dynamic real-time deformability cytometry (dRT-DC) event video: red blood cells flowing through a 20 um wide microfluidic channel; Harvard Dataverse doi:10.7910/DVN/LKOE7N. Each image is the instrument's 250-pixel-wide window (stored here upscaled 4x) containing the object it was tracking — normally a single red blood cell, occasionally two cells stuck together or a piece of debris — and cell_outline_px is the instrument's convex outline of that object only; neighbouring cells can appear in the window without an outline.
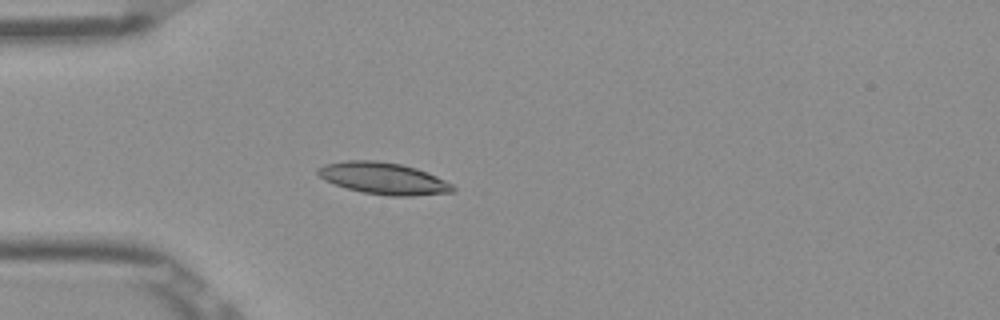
{"species": "Egyptian fruit bat (a non-hibernating species)", "species_latin": "Rousettus aegyptiacus", "temperature_condition": "room temperature", "stored_images_in_passage": 25, "camera_frame_rate_fps": 3000, "um_per_image_px": 0.085, "frame": {"image": 1, "passage_image": 1, "time_ms": 0.0, "image_size_px": [1000, 320], "cell_outline_px": [[456, 188], [452, 192], [412, 196], [388, 196], [364, 192], [348, 188], [324, 180], [316, 172], [316, 168], [324, 164], [348, 160], [376, 160], [400, 164], [416, 168], [436, 176], [452, 184]], "centroid_in_image_um": [32.58, 15.16], "position_along_channel_um": 52.4, "area_um2": 24.85}}
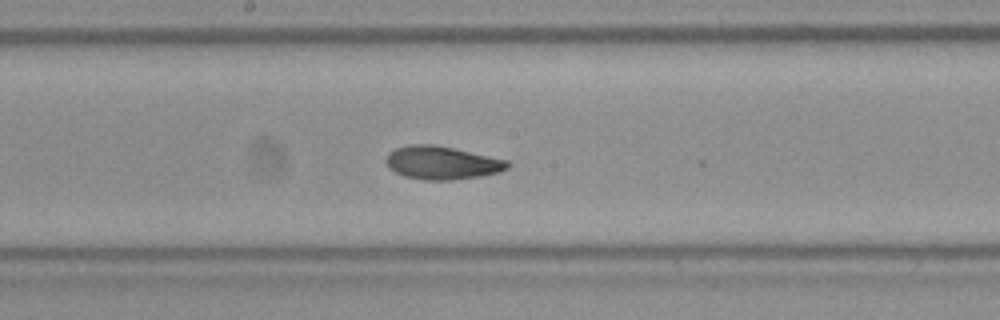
{"frame": {"image": 2, "passage_image": 14, "time_ms": 4.333, "image_size_px": [1000, 320], "cell_outline_px": [[512, 164], [508, 168], [500, 172], [480, 176], [452, 180], [424, 180], [404, 176], [388, 168], [384, 160], [388, 152], [396, 148], [412, 144], [432, 144], [452, 148], [508, 160]], "centroid_in_image_um": [37.55, 13.84], "position_along_channel_um": 210.6, "area_um2": 23.58}}
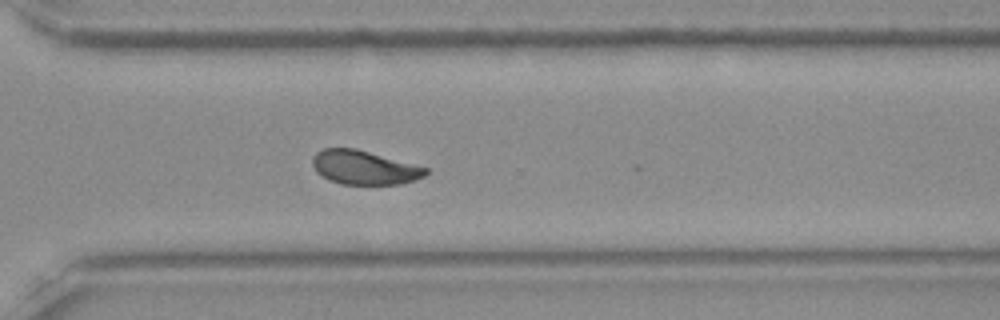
{"frame": {"image": 3, "passage_image": 24, "time_ms": 7.667, "image_size_px": [1000, 320], "cell_outline_px": [[428, 172], [424, 176], [400, 184], [340, 184], [328, 180], [316, 172], [312, 164], [312, 156], [316, 152], [324, 148], [356, 148], [428, 168]], "centroid_in_image_um": [30.91, 14.23], "position_along_channel_um": 339.7, "area_um2": 22.37}}